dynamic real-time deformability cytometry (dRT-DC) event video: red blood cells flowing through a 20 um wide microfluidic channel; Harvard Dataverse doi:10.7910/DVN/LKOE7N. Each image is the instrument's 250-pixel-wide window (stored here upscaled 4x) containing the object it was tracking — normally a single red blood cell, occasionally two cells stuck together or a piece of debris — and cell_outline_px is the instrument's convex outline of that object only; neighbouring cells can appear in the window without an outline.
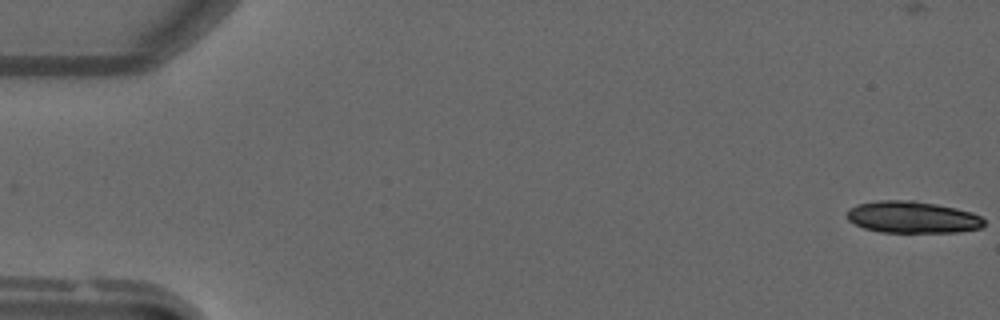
{"species": "common noctule bat (a hibernating species)", "species_latin": "Nyctalus noctula", "temperature_condition": "warm", "stored_images_in_passage": 50, "camera_frame_rate_fps": 3000, "um_per_image_px": 0.085, "animal": {"sex": "male", "forearm_length_mm": 52.5}, "frame": {"image": 1, "passage_image": 1, "time_ms": 0.0, "image_size_px": [1000, 320], "cell_outline_px": [[984, 228], [960, 232], [880, 232], [864, 228], [848, 220], [848, 208], [856, 204], [876, 200], [912, 200], [936, 204], [956, 208], [972, 212], [980, 216], [984, 220]], "centroid_in_image_um": [77.58, 18.46], "position_along_channel_um": 7.4, "area_um2": 25.61}}
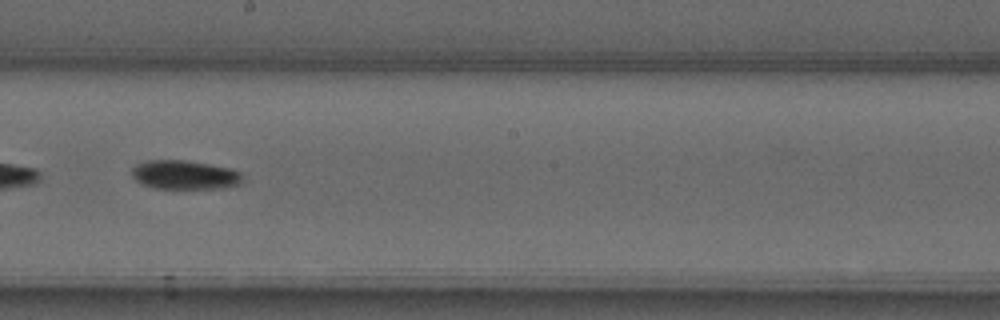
{"frame": {"image": 2, "passage_image": 29, "time_ms": 9.333, "image_size_px": [1000, 320], "cell_outline_px": [[244, 180], [240, 184], [220, 188], [152, 188], [140, 184], [132, 176], [132, 168], [136, 164], [148, 160], [184, 160], [232, 168], [240, 172], [244, 176]], "centroid_in_image_um": [15.7, 14.86], "position_along_channel_um": 232.5, "area_um2": 18.84}}
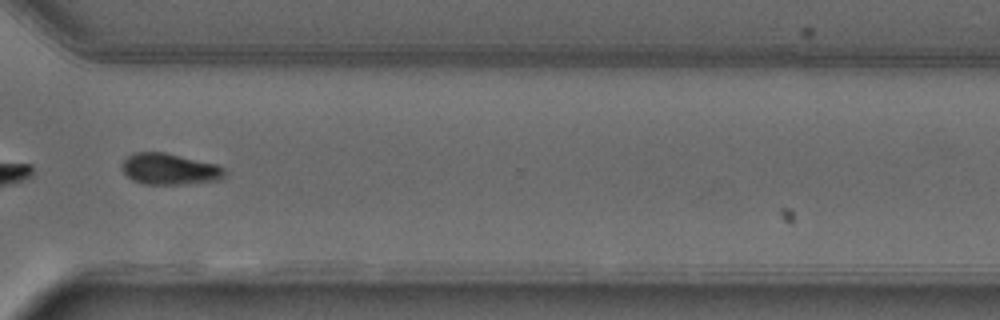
{"frame": {"image": 3, "passage_image": 38, "time_ms": 12.333, "image_size_px": [1000, 320], "cell_outline_px": [[228, 172], [220, 180], [180, 184], [144, 184], [132, 180], [120, 168], [120, 164], [128, 156], [136, 152], [164, 152], [216, 164], [224, 168]], "centroid_in_image_um": [14.41, 14.37], "position_along_channel_um": 356.2, "area_um2": 18.73}}